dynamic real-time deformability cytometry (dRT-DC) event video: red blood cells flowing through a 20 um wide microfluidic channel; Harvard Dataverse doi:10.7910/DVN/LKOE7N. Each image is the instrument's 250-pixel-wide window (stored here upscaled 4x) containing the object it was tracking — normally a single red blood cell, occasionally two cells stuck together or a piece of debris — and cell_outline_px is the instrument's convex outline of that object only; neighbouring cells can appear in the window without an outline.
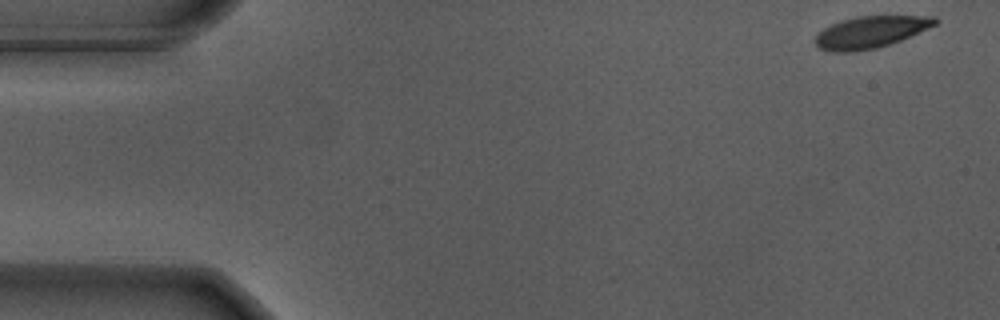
{"species": "Egyptian fruit bat (a non-hibernating species)", "species_latin": "Rousettus aegyptiacus", "temperature_condition": "warm", "stored_images_in_passage": 54, "camera_frame_rate_fps": 3000, "um_per_image_px": 0.085, "animal": {"sex": "male"}, "frame": {"image": 1, "passage_image": 1, "time_ms": 0.0, "image_size_px": [1000, 320], "cell_outline_px": [[940, 20], [936, 24], [900, 40], [876, 48], [856, 52], [832, 52], [820, 48], [816, 44], [816, 36], [824, 28], [840, 20], [856, 16], [936, 16]], "centroid_in_image_um": [73.99, 2.72], "position_along_channel_um": 11.0, "area_um2": 22.02}}
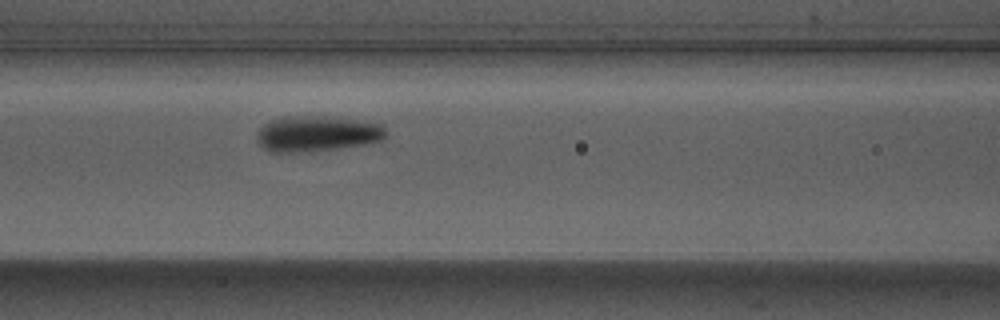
{"frame": {"image": 2, "passage_image": 22, "time_ms": 7.0, "image_size_px": [1000, 320], "cell_outline_px": [[388, 132], [380, 140], [360, 144], [332, 148], [292, 152], [272, 152], [264, 148], [256, 140], [256, 136], [260, 128], [264, 124], [280, 116], [324, 116], [384, 124]], "centroid_in_image_um": [26.9, 11.33], "position_along_channel_um": 139.7, "area_um2": 26.3}}
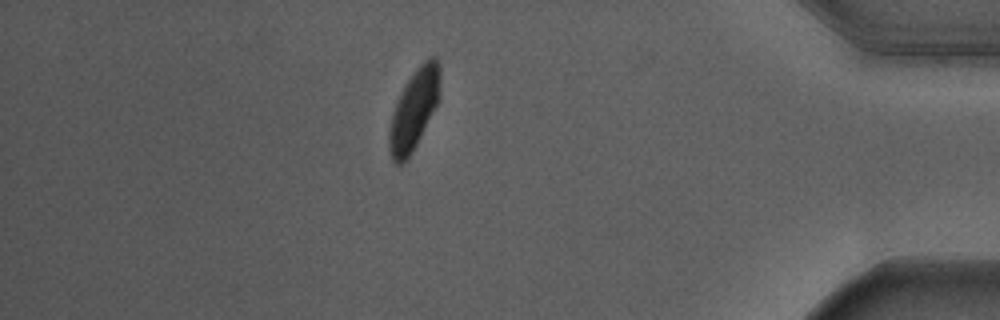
{"frame": {"image": 3, "passage_image": 47, "time_ms": 15.333, "image_size_px": [1000, 320], "cell_outline_px": [[440, 100], [412, 152], [400, 164], [396, 164], [392, 160], [388, 148], [388, 132], [392, 112], [400, 92], [416, 68], [428, 56], [436, 56], [440, 64]], "centroid_in_image_um": [35.2, 9.27], "position_along_channel_um": 400.0, "area_um2": 24.04}, "authors_computed_cell_mechanics": {"area_um2": 24.4205, "velocity_mm_per_s": 3.6558, "shape_relaxation_time_tau1_ms": 2.7647, "shape_relaxation_time_tau2_ms": null, "deformation_change_tau1": 0.1542, "deformation_change_tau2": null}}